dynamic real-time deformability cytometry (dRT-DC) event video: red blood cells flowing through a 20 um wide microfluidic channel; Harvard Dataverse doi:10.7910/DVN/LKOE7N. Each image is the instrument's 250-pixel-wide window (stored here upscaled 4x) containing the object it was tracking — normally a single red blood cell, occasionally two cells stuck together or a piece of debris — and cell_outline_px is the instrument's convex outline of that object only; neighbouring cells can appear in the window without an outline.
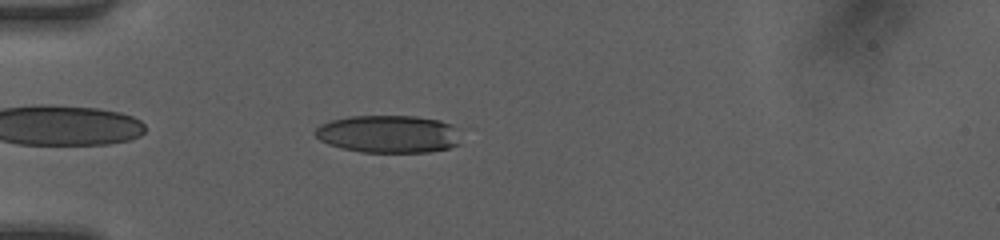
{"species": "human", "species_latin": "Homo sapiens", "temperature_condition": "room temperature", "stored_images_in_passage": 34, "camera_frame_rate_fps": 3000, "um_per_image_px": 0.085, "donor": {"sex": "female"}, "frame": {"image": 1, "passage_image": 2, "time_ms": 0.333, "image_size_px": [1000, 240], "cell_outline_px": [[460, 144], [448, 148], [428, 152], [360, 152], [328, 144], [320, 140], [312, 132], [320, 124], [332, 120], [348, 116], [416, 116], [440, 120], [452, 124]], "centroid_in_image_um": [32.98, 11.39], "position_along_channel_um": 52.0, "area_um2": 31.91}}
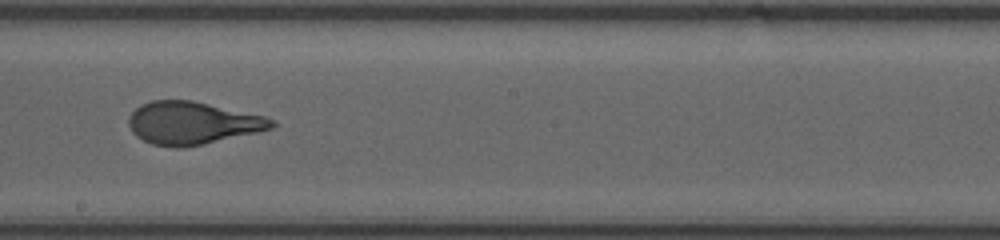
{"frame": {"image": 2, "passage_image": 16, "time_ms": 5.0, "image_size_px": [1000, 240], "cell_outline_px": [[276, 124], [272, 128], [256, 132], [200, 144], [180, 148], [176, 148], [152, 144], [136, 136], [132, 132], [128, 124], [128, 116], [136, 108], [152, 100], [192, 100], [264, 116], [272, 120]], "centroid_in_image_um": [16.3, 10.45], "position_along_channel_um": 231.9, "area_um2": 35.03}}
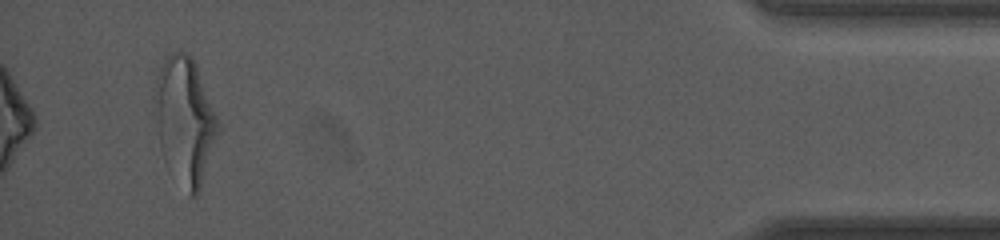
{"frame": {"image": 3, "passage_image": 34, "time_ms": 11.0, "image_size_px": [1000, 240], "cell_outline_px": [[220, 128], [200, 188], [196, 196], [188, 196], [160, 148], [152, 100], [152, 92], [156, 76], [168, 52], [184, 52], [192, 56], [196, 64], [220, 124]], "centroid_in_image_um": [15.69, 10.16], "position_along_channel_um": 419.5, "area_um2": 46.53}, "authors_computed_cell_mechanics": {"area_um2": 35.6048, "velocity_mm_per_s": 4.2314, "shape_relaxation_time_tau1_ms": 4.5955, "shape_relaxation_time_tau2_ms": null, "deformation_change_tau1": 0.1955, "deformation_change_tau2": null}}